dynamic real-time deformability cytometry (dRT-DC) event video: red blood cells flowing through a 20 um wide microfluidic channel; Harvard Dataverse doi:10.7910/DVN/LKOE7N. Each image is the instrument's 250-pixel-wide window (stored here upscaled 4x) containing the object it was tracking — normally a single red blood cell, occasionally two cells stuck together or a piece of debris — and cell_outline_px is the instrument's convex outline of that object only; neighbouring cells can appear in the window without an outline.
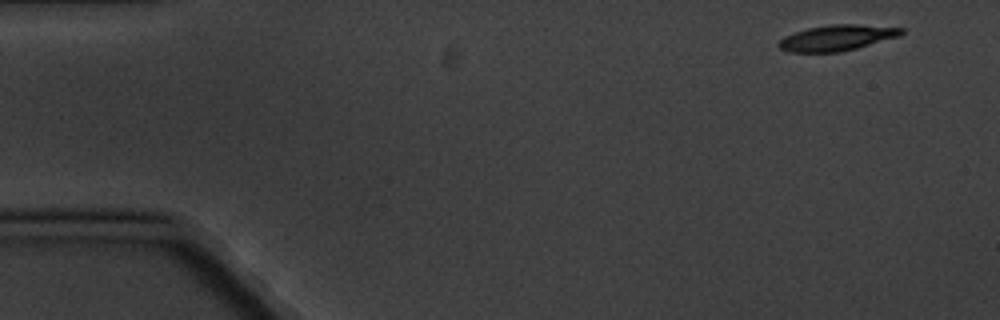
{"species": "common noctule bat (a hibernating species)", "species_latin": "Nyctalus noctula", "temperature_condition": "cold", "stored_images_in_passage": 8, "camera_frame_rate_fps": 3000, "um_per_image_px": 0.085, "animal": {"sex": "male", "body_mass_g": 20.1, "forearm_length_mm": 53.5}, "frame": {"image": 1, "passage_image": 1, "time_ms": 0.0, "image_size_px": [1000, 320], "cell_outline_px": [[904, 32], [900, 36], [856, 48], [840, 52], [788, 52], [780, 48], [776, 44], [784, 36], [808, 28], [832, 24], [856, 24], [904, 28]], "centroid_in_image_um": [71.13, 3.21], "position_along_channel_um": 13.9, "area_um2": 18.32}}
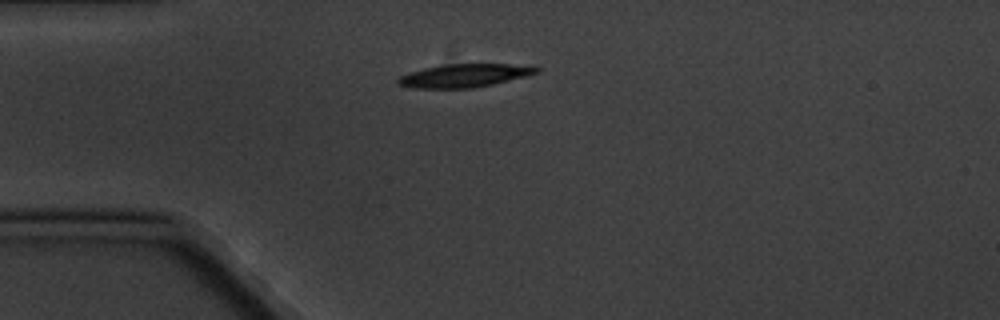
{"frame": {"image": 2, "passage_image": 4, "time_ms": 3.667, "image_size_px": [1000, 320], "cell_outline_px": [[540, 72], [492, 84], [472, 88], [412, 88], [396, 84], [396, 80], [400, 76], [408, 72], [424, 68], [448, 64], [532, 64], [540, 68]], "centroid_in_image_um": [39.48, 6.41], "position_along_channel_um": 45.5, "area_um2": 18.84}}